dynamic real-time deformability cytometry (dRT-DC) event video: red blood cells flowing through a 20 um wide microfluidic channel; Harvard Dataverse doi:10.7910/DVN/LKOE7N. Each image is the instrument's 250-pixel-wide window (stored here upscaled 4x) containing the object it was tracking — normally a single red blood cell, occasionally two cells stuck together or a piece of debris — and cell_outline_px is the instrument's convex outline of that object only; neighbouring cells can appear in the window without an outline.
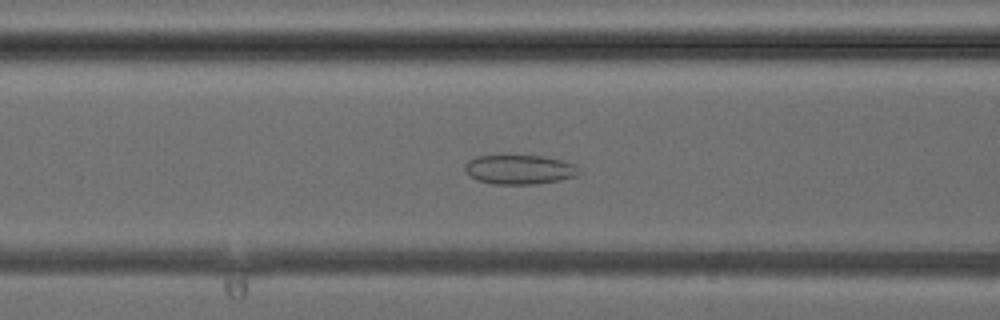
{"species": "common noctule bat (a hibernating species)", "species_latin": "Nyctalus noctula", "temperature_condition": "cold", "stored_images_in_passage": 43, "camera_frame_rate_fps": 3000, "um_per_image_px": 0.085, "animal": {"sex": "female", "body_mass_g": 24.6, "forearm_length_mm": 56.2}, "frame": {"image": 1, "passage_image": 17, "time_ms": 5.333, "image_size_px": [1000, 320], "cell_outline_px": [[580, 172], [576, 176], [560, 180], [536, 184], [492, 184], [476, 180], [468, 176], [464, 168], [464, 164], [468, 160], [476, 156], [544, 156], [564, 160], [576, 164]], "centroid_in_image_um": [44.15, 14.41], "position_along_channel_um": 122.5, "area_um2": 19.77}}
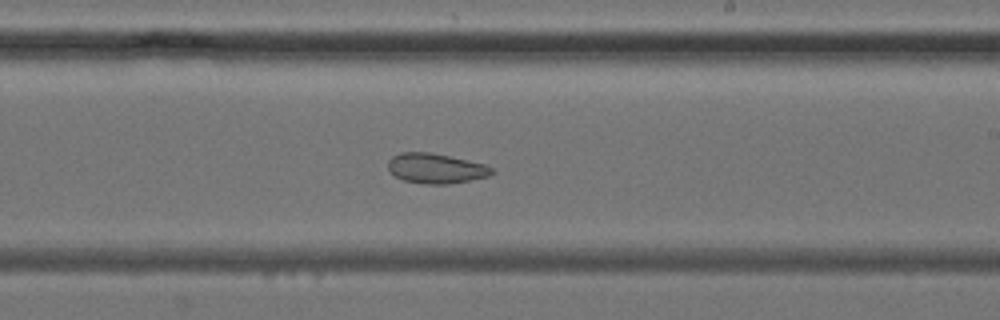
{"frame": {"image": 2, "passage_image": 25, "time_ms": 8.0, "image_size_px": [1000, 320], "cell_outline_px": [[496, 172], [488, 176], [448, 184], [424, 184], [404, 180], [388, 172], [388, 160], [392, 156], [400, 152], [432, 152], [484, 164], [492, 168]], "centroid_in_image_um": [37.01, 14.3], "position_along_channel_um": 252.0, "area_um2": 18.15}}
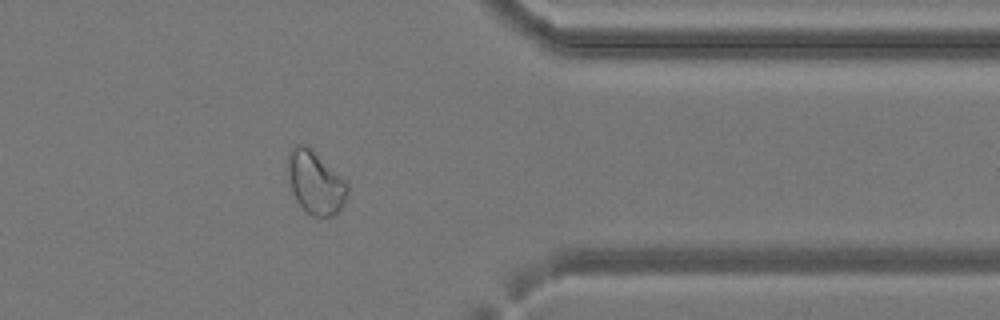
{"frame": {"image": 3, "passage_image": 34, "time_ms": 11.0, "image_size_px": [1000, 320], "cell_outline_px": [[348, 196], [344, 204], [336, 216], [312, 216], [304, 212], [296, 200], [292, 192], [288, 176], [288, 152], [296, 144], [304, 144], [344, 180], [348, 184]], "centroid_in_image_um": [26.8, 15.58], "position_along_channel_um": 384.6, "area_um2": 21.68}}